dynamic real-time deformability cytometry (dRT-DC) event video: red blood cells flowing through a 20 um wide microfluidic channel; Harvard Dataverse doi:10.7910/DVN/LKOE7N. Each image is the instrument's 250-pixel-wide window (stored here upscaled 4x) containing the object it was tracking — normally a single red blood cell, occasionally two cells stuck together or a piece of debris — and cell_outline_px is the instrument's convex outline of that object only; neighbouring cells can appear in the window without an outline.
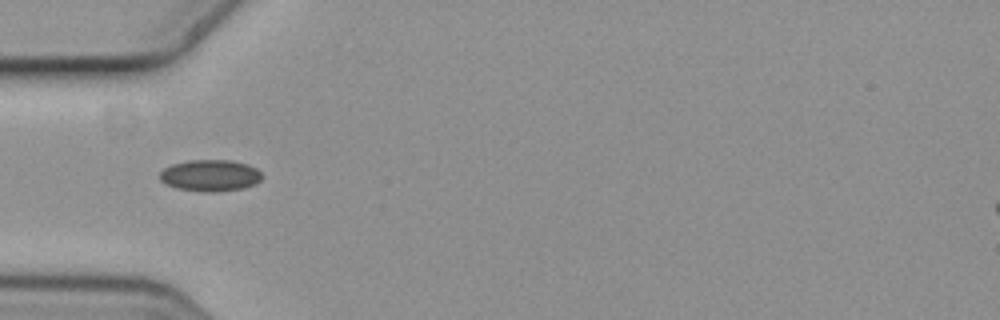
{"species": "common noctule bat (a hibernating species)", "species_latin": "Nyctalus noctula", "temperature_condition": "cold", "stored_images_in_passage": 7, "camera_frame_rate_fps": 3000, "um_per_image_px": 0.085, "animal": {"sex": "female", "body_mass_g": 19.3, "forearm_length_mm": 54.1}, "frame": {"image": 1, "passage_image": 6, "time_ms": 1.667, "image_size_px": [1000, 320], "cell_outline_px": [[264, 176], [256, 184], [244, 188], [216, 192], [208, 192], [176, 188], [164, 184], [160, 180], [160, 172], [164, 168], [172, 164], [188, 160], [232, 160], [248, 164], [256, 168]], "centroid_in_image_um": [17.88, 14.91], "position_along_channel_um": 67.1, "area_um2": 19.02}}
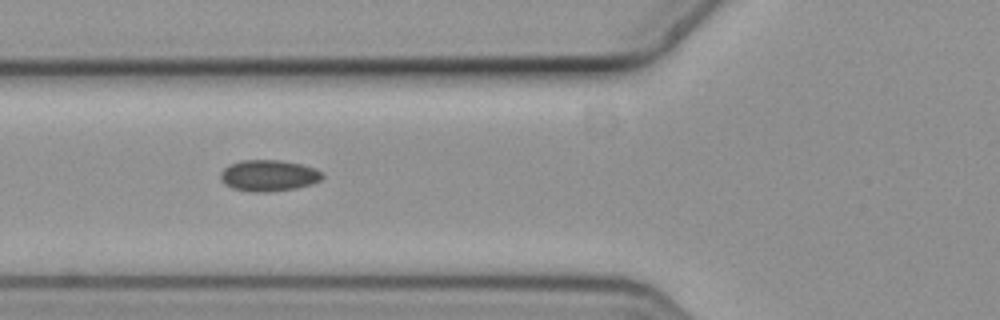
{"frame": {"image": 2, "passage_image": 7, "time_ms": 2.0, "image_size_px": [1000, 320], "cell_outline_px": [[324, 176], [320, 180], [312, 184], [296, 188], [268, 192], [252, 192], [232, 188], [224, 184], [220, 180], [220, 172], [228, 164], [240, 160], [280, 160], [300, 164], [316, 168]], "centroid_in_image_um": [22.8, 14.92], "position_along_channel_um": 103.0, "area_um2": 18.73}}